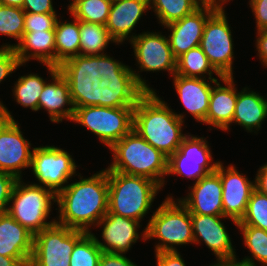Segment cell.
<instances>
[{"label":"cell","mask_w":267,"mask_h":266,"mask_svg":"<svg viewBox=\"0 0 267 266\" xmlns=\"http://www.w3.org/2000/svg\"><path fill=\"white\" fill-rule=\"evenodd\" d=\"M59 219L56 223L75 230L91 232L89 228L108 212V175L103 169L91 177L67 184L57 193ZM95 224V225H94Z\"/></svg>","instance_id":"6da1fadb"},{"label":"cell","mask_w":267,"mask_h":266,"mask_svg":"<svg viewBox=\"0 0 267 266\" xmlns=\"http://www.w3.org/2000/svg\"><path fill=\"white\" fill-rule=\"evenodd\" d=\"M157 93L145 92L134 108L133 129L168 158L179 148L184 115L174 113Z\"/></svg>","instance_id":"7a4b0ae2"},{"label":"cell","mask_w":267,"mask_h":266,"mask_svg":"<svg viewBox=\"0 0 267 266\" xmlns=\"http://www.w3.org/2000/svg\"><path fill=\"white\" fill-rule=\"evenodd\" d=\"M113 162L107 171L143 176L164 186L168 157L149 144L134 129L111 148Z\"/></svg>","instance_id":"3957f363"},{"label":"cell","mask_w":267,"mask_h":266,"mask_svg":"<svg viewBox=\"0 0 267 266\" xmlns=\"http://www.w3.org/2000/svg\"><path fill=\"white\" fill-rule=\"evenodd\" d=\"M108 212L140 221L152 207L161 186L146 177L107 171Z\"/></svg>","instance_id":"277c9868"},{"label":"cell","mask_w":267,"mask_h":266,"mask_svg":"<svg viewBox=\"0 0 267 266\" xmlns=\"http://www.w3.org/2000/svg\"><path fill=\"white\" fill-rule=\"evenodd\" d=\"M142 233L144 241L154 238L161 241L155 246V253L177 251L176 245L194 244L190 212L179 199L175 203L169 196L155 210Z\"/></svg>","instance_id":"5b68a950"},{"label":"cell","mask_w":267,"mask_h":266,"mask_svg":"<svg viewBox=\"0 0 267 266\" xmlns=\"http://www.w3.org/2000/svg\"><path fill=\"white\" fill-rule=\"evenodd\" d=\"M56 200L57 194L51 189L17 179L10 198L13 204L6 212L35 236L56 222L46 221Z\"/></svg>","instance_id":"8992f818"},{"label":"cell","mask_w":267,"mask_h":266,"mask_svg":"<svg viewBox=\"0 0 267 266\" xmlns=\"http://www.w3.org/2000/svg\"><path fill=\"white\" fill-rule=\"evenodd\" d=\"M69 83L74 106H101V55H77L58 66Z\"/></svg>","instance_id":"52a82bcc"},{"label":"cell","mask_w":267,"mask_h":266,"mask_svg":"<svg viewBox=\"0 0 267 266\" xmlns=\"http://www.w3.org/2000/svg\"><path fill=\"white\" fill-rule=\"evenodd\" d=\"M135 107L84 106L74 110L72 121L88 128L110 149L133 130Z\"/></svg>","instance_id":"ba28073f"},{"label":"cell","mask_w":267,"mask_h":266,"mask_svg":"<svg viewBox=\"0 0 267 266\" xmlns=\"http://www.w3.org/2000/svg\"><path fill=\"white\" fill-rule=\"evenodd\" d=\"M86 233L55 222L34 236L29 266H70L75 244Z\"/></svg>","instance_id":"9c48e42d"},{"label":"cell","mask_w":267,"mask_h":266,"mask_svg":"<svg viewBox=\"0 0 267 266\" xmlns=\"http://www.w3.org/2000/svg\"><path fill=\"white\" fill-rule=\"evenodd\" d=\"M223 6H219L207 19L200 48L209 63L222 76H233V39Z\"/></svg>","instance_id":"30bf717a"},{"label":"cell","mask_w":267,"mask_h":266,"mask_svg":"<svg viewBox=\"0 0 267 266\" xmlns=\"http://www.w3.org/2000/svg\"><path fill=\"white\" fill-rule=\"evenodd\" d=\"M32 172L39 184L56 194L63 190L76 173V163L72 156L60 147L40 146L31 149ZM43 184V185H42Z\"/></svg>","instance_id":"8fae6325"},{"label":"cell","mask_w":267,"mask_h":266,"mask_svg":"<svg viewBox=\"0 0 267 266\" xmlns=\"http://www.w3.org/2000/svg\"><path fill=\"white\" fill-rule=\"evenodd\" d=\"M206 138L186 135L179 148L168 158V175H181L199 181L215 172L220 162H212ZM213 163V164H211Z\"/></svg>","instance_id":"7c38bea8"},{"label":"cell","mask_w":267,"mask_h":266,"mask_svg":"<svg viewBox=\"0 0 267 266\" xmlns=\"http://www.w3.org/2000/svg\"><path fill=\"white\" fill-rule=\"evenodd\" d=\"M14 119H0V171L22 179L21 169L31 166L33 151Z\"/></svg>","instance_id":"4fadbf2b"},{"label":"cell","mask_w":267,"mask_h":266,"mask_svg":"<svg viewBox=\"0 0 267 266\" xmlns=\"http://www.w3.org/2000/svg\"><path fill=\"white\" fill-rule=\"evenodd\" d=\"M130 40L140 71L167 70L176 73V59L174 58L168 37L157 32H144L133 35Z\"/></svg>","instance_id":"5bb4252c"},{"label":"cell","mask_w":267,"mask_h":266,"mask_svg":"<svg viewBox=\"0 0 267 266\" xmlns=\"http://www.w3.org/2000/svg\"><path fill=\"white\" fill-rule=\"evenodd\" d=\"M218 7L219 5L214 3H203L193 13L164 26L171 31L168 41L176 60L200 45L206 21Z\"/></svg>","instance_id":"9a60e30c"},{"label":"cell","mask_w":267,"mask_h":266,"mask_svg":"<svg viewBox=\"0 0 267 266\" xmlns=\"http://www.w3.org/2000/svg\"><path fill=\"white\" fill-rule=\"evenodd\" d=\"M216 172L222 183L223 214L237 225L245 215L250 195L255 189V181H250L232 164L225 169L220 162Z\"/></svg>","instance_id":"2e32d148"},{"label":"cell","mask_w":267,"mask_h":266,"mask_svg":"<svg viewBox=\"0 0 267 266\" xmlns=\"http://www.w3.org/2000/svg\"><path fill=\"white\" fill-rule=\"evenodd\" d=\"M222 218L226 216L191 214L194 243L204 241L205 245L215 254L218 261L236 258L231 238Z\"/></svg>","instance_id":"e0dca14e"},{"label":"cell","mask_w":267,"mask_h":266,"mask_svg":"<svg viewBox=\"0 0 267 266\" xmlns=\"http://www.w3.org/2000/svg\"><path fill=\"white\" fill-rule=\"evenodd\" d=\"M140 222L115 213H107L97 223V227L103 226L102 239L105 243L91 234L103 252L125 254L140 238L137 232Z\"/></svg>","instance_id":"ac0fdd59"},{"label":"cell","mask_w":267,"mask_h":266,"mask_svg":"<svg viewBox=\"0 0 267 266\" xmlns=\"http://www.w3.org/2000/svg\"><path fill=\"white\" fill-rule=\"evenodd\" d=\"M52 77L51 83H46L38 100V110L48 111L51 122L59 123L63 119L72 121L74 106L70 97L69 83L59 71L58 66L45 64ZM68 108H64L65 106Z\"/></svg>","instance_id":"d6986e66"},{"label":"cell","mask_w":267,"mask_h":266,"mask_svg":"<svg viewBox=\"0 0 267 266\" xmlns=\"http://www.w3.org/2000/svg\"><path fill=\"white\" fill-rule=\"evenodd\" d=\"M193 185L187 197L179 199L190 214L224 216L220 175L208 173Z\"/></svg>","instance_id":"ffe728a7"},{"label":"cell","mask_w":267,"mask_h":266,"mask_svg":"<svg viewBox=\"0 0 267 266\" xmlns=\"http://www.w3.org/2000/svg\"><path fill=\"white\" fill-rule=\"evenodd\" d=\"M149 8V0L112 1L105 27L117 44L134 38L130 33Z\"/></svg>","instance_id":"44dd1931"},{"label":"cell","mask_w":267,"mask_h":266,"mask_svg":"<svg viewBox=\"0 0 267 266\" xmlns=\"http://www.w3.org/2000/svg\"><path fill=\"white\" fill-rule=\"evenodd\" d=\"M34 235L7 212L0 213V255L17 258L29 266Z\"/></svg>","instance_id":"7402d4cb"},{"label":"cell","mask_w":267,"mask_h":266,"mask_svg":"<svg viewBox=\"0 0 267 266\" xmlns=\"http://www.w3.org/2000/svg\"><path fill=\"white\" fill-rule=\"evenodd\" d=\"M212 88L209 98V109L203 124L212 125L214 128L227 131L232 124L237 101V89L233 76L221 77Z\"/></svg>","instance_id":"603a6c76"},{"label":"cell","mask_w":267,"mask_h":266,"mask_svg":"<svg viewBox=\"0 0 267 266\" xmlns=\"http://www.w3.org/2000/svg\"><path fill=\"white\" fill-rule=\"evenodd\" d=\"M218 80H210L206 78L184 77L181 75H173V83L185 110L198 122H204L209 109V98L213 86Z\"/></svg>","instance_id":"cb8c5ba5"},{"label":"cell","mask_w":267,"mask_h":266,"mask_svg":"<svg viewBox=\"0 0 267 266\" xmlns=\"http://www.w3.org/2000/svg\"><path fill=\"white\" fill-rule=\"evenodd\" d=\"M1 48H14L21 64H25L30 59H35L44 65L56 66L54 30L24 32L18 44H5Z\"/></svg>","instance_id":"d4e9b609"},{"label":"cell","mask_w":267,"mask_h":266,"mask_svg":"<svg viewBox=\"0 0 267 266\" xmlns=\"http://www.w3.org/2000/svg\"><path fill=\"white\" fill-rule=\"evenodd\" d=\"M267 118V100L259 93L245 87L237 92V101L232 123L244 127L248 132L259 131ZM255 129V130H253Z\"/></svg>","instance_id":"484cf974"},{"label":"cell","mask_w":267,"mask_h":266,"mask_svg":"<svg viewBox=\"0 0 267 266\" xmlns=\"http://www.w3.org/2000/svg\"><path fill=\"white\" fill-rule=\"evenodd\" d=\"M145 91L135 77H116L102 84V107H135Z\"/></svg>","instance_id":"4316f807"},{"label":"cell","mask_w":267,"mask_h":266,"mask_svg":"<svg viewBox=\"0 0 267 266\" xmlns=\"http://www.w3.org/2000/svg\"><path fill=\"white\" fill-rule=\"evenodd\" d=\"M72 22H61L55 25L56 66L64 61L80 55V21L73 17ZM60 21V22H59Z\"/></svg>","instance_id":"83f0119b"},{"label":"cell","mask_w":267,"mask_h":266,"mask_svg":"<svg viewBox=\"0 0 267 266\" xmlns=\"http://www.w3.org/2000/svg\"><path fill=\"white\" fill-rule=\"evenodd\" d=\"M213 73L219 78L222 77L209 63L207 56L200 46L190 49L176 60L175 74L177 75L203 79V76L207 74L209 80H218L212 77Z\"/></svg>","instance_id":"f1b7e54d"},{"label":"cell","mask_w":267,"mask_h":266,"mask_svg":"<svg viewBox=\"0 0 267 266\" xmlns=\"http://www.w3.org/2000/svg\"><path fill=\"white\" fill-rule=\"evenodd\" d=\"M109 42L116 44L104 25L80 21V55L104 54Z\"/></svg>","instance_id":"f546056e"},{"label":"cell","mask_w":267,"mask_h":266,"mask_svg":"<svg viewBox=\"0 0 267 266\" xmlns=\"http://www.w3.org/2000/svg\"><path fill=\"white\" fill-rule=\"evenodd\" d=\"M203 3L202 0H149L150 9L163 26L193 13Z\"/></svg>","instance_id":"4dcf8cb0"},{"label":"cell","mask_w":267,"mask_h":266,"mask_svg":"<svg viewBox=\"0 0 267 266\" xmlns=\"http://www.w3.org/2000/svg\"><path fill=\"white\" fill-rule=\"evenodd\" d=\"M46 81L37 74L24 75L18 78L13 88V95L18 104L38 111V100Z\"/></svg>","instance_id":"1f68e13d"},{"label":"cell","mask_w":267,"mask_h":266,"mask_svg":"<svg viewBox=\"0 0 267 266\" xmlns=\"http://www.w3.org/2000/svg\"><path fill=\"white\" fill-rule=\"evenodd\" d=\"M113 0H82L69 13L79 21L106 25Z\"/></svg>","instance_id":"d6a6232c"},{"label":"cell","mask_w":267,"mask_h":266,"mask_svg":"<svg viewBox=\"0 0 267 266\" xmlns=\"http://www.w3.org/2000/svg\"><path fill=\"white\" fill-rule=\"evenodd\" d=\"M243 234L244 244L251 252L252 258L245 257L242 261L253 265L260 262L267 266V231L253 226H237Z\"/></svg>","instance_id":"836d02e7"},{"label":"cell","mask_w":267,"mask_h":266,"mask_svg":"<svg viewBox=\"0 0 267 266\" xmlns=\"http://www.w3.org/2000/svg\"><path fill=\"white\" fill-rule=\"evenodd\" d=\"M236 226H253L267 231V195L254 189L250 195L245 215Z\"/></svg>","instance_id":"e575fe53"},{"label":"cell","mask_w":267,"mask_h":266,"mask_svg":"<svg viewBox=\"0 0 267 266\" xmlns=\"http://www.w3.org/2000/svg\"><path fill=\"white\" fill-rule=\"evenodd\" d=\"M102 252L91 232L86 233L75 244L70 256V266H98Z\"/></svg>","instance_id":"d590c367"},{"label":"cell","mask_w":267,"mask_h":266,"mask_svg":"<svg viewBox=\"0 0 267 266\" xmlns=\"http://www.w3.org/2000/svg\"><path fill=\"white\" fill-rule=\"evenodd\" d=\"M116 77H135L138 85L145 92H154L151 87L148 86L146 80L142 79L140 74L132 70L131 67L116 61L115 59L108 56L106 53L101 54V81L105 84L108 79Z\"/></svg>","instance_id":"8d00e7d4"},{"label":"cell","mask_w":267,"mask_h":266,"mask_svg":"<svg viewBox=\"0 0 267 266\" xmlns=\"http://www.w3.org/2000/svg\"><path fill=\"white\" fill-rule=\"evenodd\" d=\"M24 13L22 8L0 4V34L19 43L24 34Z\"/></svg>","instance_id":"74e56055"},{"label":"cell","mask_w":267,"mask_h":266,"mask_svg":"<svg viewBox=\"0 0 267 266\" xmlns=\"http://www.w3.org/2000/svg\"><path fill=\"white\" fill-rule=\"evenodd\" d=\"M56 13H24V32L55 30Z\"/></svg>","instance_id":"f35d334b"},{"label":"cell","mask_w":267,"mask_h":266,"mask_svg":"<svg viewBox=\"0 0 267 266\" xmlns=\"http://www.w3.org/2000/svg\"><path fill=\"white\" fill-rule=\"evenodd\" d=\"M19 66L23 64L20 63L14 48H0V83Z\"/></svg>","instance_id":"ab89813d"},{"label":"cell","mask_w":267,"mask_h":266,"mask_svg":"<svg viewBox=\"0 0 267 266\" xmlns=\"http://www.w3.org/2000/svg\"><path fill=\"white\" fill-rule=\"evenodd\" d=\"M16 181L15 176L0 171V213L6 212Z\"/></svg>","instance_id":"60d3db41"},{"label":"cell","mask_w":267,"mask_h":266,"mask_svg":"<svg viewBox=\"0 0 267 266\" xmlns=\"http://www.w3.org/2000/svg\"><path fill=\"white\" fill-rule=\"evenodd\" d=\"M249 5L255 16L256 28L267 30V0H249Z\"/></svg>","instance_id":"b9f144b4"},{"label":"cell","mask_w":267,"mask_h":266,"mask_svg":"<svg viewBox=\"0 0 267 266\" xmlns=\"http://www.w3.org/2000/svg\"><path fill=\"white\" fill-rule=\"evenodd\" d=\"M98 266H138L128 257L118 253L102 252Z\"/></svg>","instance_id":"7bdbcfd3"},{"label":"cell","mask_w":267,"mask_h":266,"mask_svg":"<svg viewBox=\"0 0 267 266\" xmlns=\"http://www.w3.org/2000/svg\"><path fill=\"white\" fill-rule=\"evenodd\" d=\"M22 9L28 13H56L52 0H24Z\"/></svg>","instance_id":"ee69618b"},{"label":"cell","mask_w":267,"mask_h":266,"mask_svg":"<svg viewBox=\"0 0 267 266\" xmlns=\"http://www.w3.org/2000/svg\"><path fill=\"white\" fill-rule=\"evenodd\" d=\"M157 266H186L178 251L156 252Z\"/></svg>","instance_id":"f6af8a7d"},{"label":"cell","mask_w":267,"mask_h":266,"mask_svg":"<svg viewBox=\"0 0 267 266\" xmlns=\"http://www.w3.org/2000/svg\"><path fill=\"white\" fill-rule=\"evenodd\" d=\"M257 34L256 49L258 50V56L263 65L267 67V30H259Z\"/></svg>","instance_id":"bcb514c9"},{"label":"cell","mask_w":267,"mask_h":266,"mask_svg":"<svg viewBox=\"0 0 267 266\" xmlns=\"http://www.w3.org/2000/svg\"><path fill=\"white\" fill-rule=\"evenodd\" d=\"M255 189L264 195H267V163L262 165L255 177Z\"/></svg>","instance_id":"7dc6e473"},{"label":"cell","mask_w":267,"mask_h":266,"mask_svg":"<svg viewBox=\"0 0 267 266\" xmlns=\"http://www.w3.org/2000/svg\"><path fill=\"white\" fill-rule=\"evenodd\" d=\"M214 265L215 266H256L251 263L244 262L242 260L238 261L237 258L218 261V263H215Z\"/></svg>","instance_id":"c3c4849f"},{"label":"cell","mask_w":267,"mask_h":266,"mask_svg":"<svg viewBox=\"0 0 267 266\" xmlns=\"http://www.w3.org/2000/svg\"><path fill=\"white\" fill-rule=\"evenodd\" d=\"M0 266H25L19 259L0 255Z\"/></svg>","instance_id":"681fc988"},{"label":"cell","mask_w":267,"mask_h":266,"mask_svg":"<svg viewBox=\"0 0 267 266\" xmlns=\"http://www.w3.org/2000/svg\"><path fill=\"white\" fill-rule=\"evenodd\" d=\"M24 0H0V4L12 6V7H23Z\"/></svg>","instance_id":"f907efd6"},{"label":"cell","mask_w":267,"mask_h":266,"mask_svg":"<svg viewBox=\"0 0 267 266\" xmlns=\"http://www.w3.org/2000/svg\"><path fill=\"white\" fill-rule=\"evenodd\" d=\"M2 117L5 118V119H14L13 116L8 111V109L0 101V119Z\"/></svg>","instance_id":"816d5d0a"},{"label":"cell","mask_w":267,"mask_h":266,"mask_svg":"<svg viewBox=\"0 0 267 266\" xmlns=\"http://www.w3.org/2000/svg\"><path fill=\"white\" fill-rule=\"evenodd\" d=\"M204 3H214L219 6H223L225 2H228L229 0H202Z\"/></svg>","instance_id":"f5cc1de1"},{"label":"cell","mask_w":267,"mask_h":266,"mask_svg":"<svg viewBox=\"0 0 267 266\" xmlns=\"http://www.w3.org/2000/svg\"><path fill=\"white\" fill-rule=\"evenodd\" d=\"M80 1H82V0H72V2H70L69 6H68V10L70 11Z\"/></svg>","instance_id":"db71d44e"}]
</instances>
